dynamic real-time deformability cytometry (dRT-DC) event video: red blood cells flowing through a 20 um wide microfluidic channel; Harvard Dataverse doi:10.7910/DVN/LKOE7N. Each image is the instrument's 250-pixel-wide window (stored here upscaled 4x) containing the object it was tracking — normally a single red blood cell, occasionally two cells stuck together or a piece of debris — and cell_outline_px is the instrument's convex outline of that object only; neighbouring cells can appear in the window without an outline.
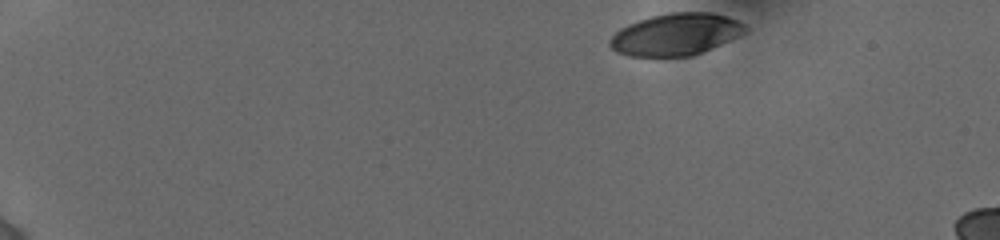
{"species": "human", "species_latin": "Homo sapiens", "temperature_condition": "cold", "stored_images_in_passage": 9, "camera_frame_rate_fps": 3000, "um_per_image_px": 0.085, "donor": {"sex": "female"}, "frame": {"image": 1, "passage_image": 1, "time_ms": 0.0, "image_size_px": [1000, 240], "cell_outline_px": [[748, 28], [744, 32], [720, 44], [692, 56], [628, 56], [616, 52], [608, 44], [608, 40], [620, 28], [628, 24], [652, 16], [672, 12], [712, 12], [728, 16], [744, 24]], "centroid_in_image_um": [57.4, 2.92], "position_along_channel_um": 27.6, "area_um2": 32.83}}
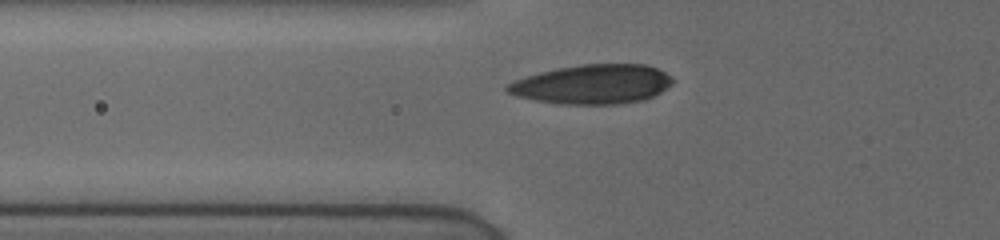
{"frame": {"image": 2, "passage_image": 8, "time_ms": 4.333, "image_size_px": [1000, 240], "cell_outline_px": [[672, 84], [660, 92], [652, 96], [640, 100], [616, 104], [560, 104], [536, 100], [516, 96], [508, 92], [504, 88], [512, 80], [524, 76], [556, 68], [580, 64], [644, 64], [656, 68], [672, 76]], "centroid_in_image_um": [50.32, 7.15], "position_along_channel_um": 75.5, "area_um2": 37.86}}